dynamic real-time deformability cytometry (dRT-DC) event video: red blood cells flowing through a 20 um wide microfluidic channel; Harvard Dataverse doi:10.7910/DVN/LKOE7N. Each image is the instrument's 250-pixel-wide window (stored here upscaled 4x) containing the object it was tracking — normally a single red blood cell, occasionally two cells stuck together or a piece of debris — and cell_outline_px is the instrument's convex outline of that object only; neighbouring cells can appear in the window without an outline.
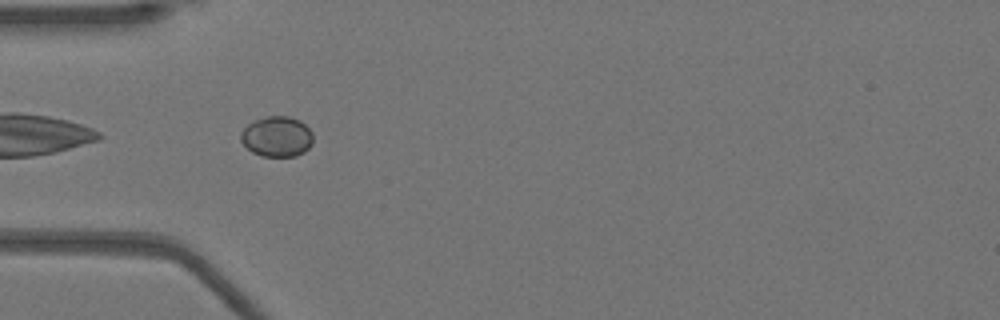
{"species": "Egyptian fruit bat (a non-hibernating species)", "species_latin": "Rousettus aegyptiacus", "temperature_condition": "warm", "stored_images_in_passage": 27, "camera_frame_rate_fps": 3000, "um_per_image_px": 0.085, "animal": {"sex": "female"}, "frame": {"image": 1, "passage_image": 3, "time_ms": 0.667, "image_size_px": [1000, 320], "cell_outline_px": [[312, 144], [304, 152], [296, 156], [260, 156], [252, 152], [240, 140], [240, 132], [248, 124], [264, 116], [288, 116], [300, 120], [312, 132]], "centroid_in_image_um": [23.53, 11.61], "position_along_channel_um": 61.5, "area_um2": 17.05}}
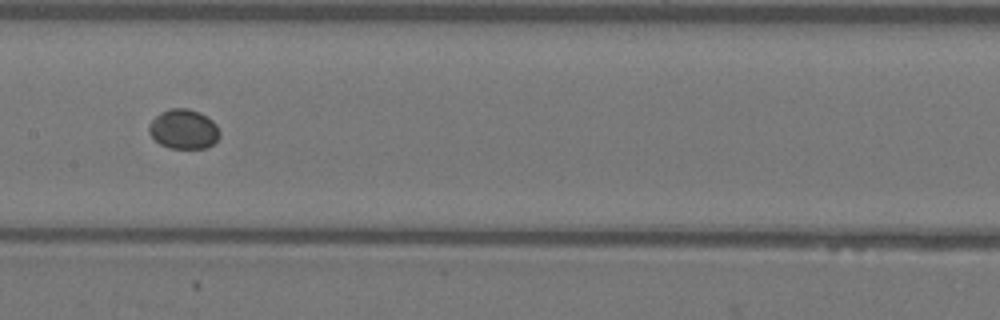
{"frame": {"image": 2, "passage_image": 13, "time_ms": 4.0, "image_size_px": [1000, 320], "cell_outline_px": [[220, 136], [208, 148], [168, 148], [160, 144], [148, 132], [148, 124], [160, 112], [168, 108], [188, 108], [200, 112], [212, 120], [216, 124], [220, 132]], "centroid_in_image_um": [15.6, 10.97], "position_along_channel_um": 191.8, "area_um2": 16.47}}
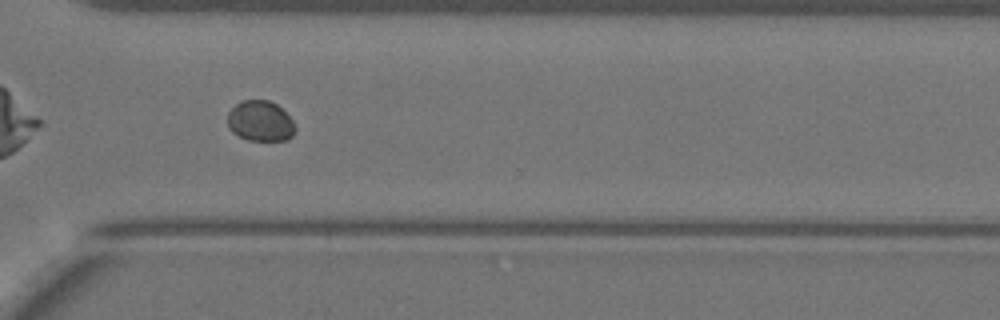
{"frame": {"image": 3, "passage_image": 25, "time_ms": 8.0, "image_size_px": [1000, 320], "cell_outline_px": [[296, 128], [292, 136], [284, 140], [248, 140], [232, 132], [228, 128], [228, 112], [240, 100], [268, 100], [276, 104], [292, 120]], "centroid_in_image_um": [22.1, 10.29], "position_along_channel_um": 348.5, "area_um2": 15.84}, "authors_computed_cell_mechanics": {"area_um2": 16.473, "velocity_mm_per_s": 3.9285, "shape_relaxation_time_tau1_ms": 10.2636, "shape_relaxation_time_tau2_ms": null, "deformation_change_tau1": 0.0441, "deformation_change_tau2": null}}